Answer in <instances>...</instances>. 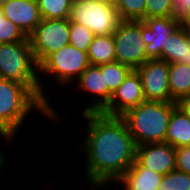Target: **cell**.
<instances>
[{
	"label": "cell",
	"instance_id": "cell-1",
	"mask_svg": "<svg viewBox=\"0 0 190 190\" xmlns=\"http://www.w3.org/2000/svg\"><path fill=\"white\" fill-rule=\"evenodd\" d=\"M85 133L76 150L84 156L88 189L117 182L135 161L136 144L121 116L101 112L82 113Z\"/></svg>",
	"mask_w": 190,
	"mask_h": 190
},
{
	"label": "cell",
	"instance_id": "cell-2",
	"mask_svg": "<svg viewBox=\"0 0 190 190\" xmlns=\"http://www.w3.org/2000/svg\"><path fill=\"white\" fill-rule=\"evenodd\" d=\"M32 112L50 121V109L27 86L0 78V142L14 147L21 127L26 130L27 119L34 118Z\"/></svg>",
	"mask_w": 190,
	"mask_h": 190
},
{
	"label": "cell",
	"instance_id": "cell-3",
	"mask_svg": "<svg viewBox=\"0 0 190 190\" xmlns=\"http://www.w3.org/2000/svg\"><path fill=\"white\" fill-rule=\"evenodd\" d=\"M0 78L27 86L50 109L51 121L58 125L65 122L63 118L66 116L60 115L54 105L41 95L39 66L34 59L29 37L19 42L0 44Z\"/></svg>",
	"mask_w": 190,
	"mask_h": 190
},
{
	"label": "cell",
	"instance_id": "cell-4",
	"mask_svg": "<svg viewBox=\"0 0 190 190\" xmlns=\"http://www.w3.org/2000/svg\"><path fill=\"white\" fill-rule=\"evenodd\" d=\"M177 103L144 101L121 117L126 122L136 146L165 142L168 123Z\"/></svg>",
	"mask_w": 190,
	"mask_h": 190
},
{
	"label": "cell",
	"instance_id": "cell-5",
	"mask_svg": "<svg viewBox=\"0 0 190 190\" xmlns=\"http://www.w3.org/2000/svg\"><path fill=\"white\" fill-rule=\"evenodd\" d=\"M89 65L90 62L87 52L80 51L71 44H68L60 48L58 51L50 54L39 65V83L42 97L48 103L50 102V94L46 93L48 92V88L47 84L45 86V82L48 83L51 79L50 81H54L55 86L58 84L57 87L60 86V89L64 87L71 88L73 82L80 77ZM46 77L47 81L44 82L43 80H46Z\"/></svg>",
	"mask_w": 190,
	"mask_h": 190
},
{
	"label": "cell",
	"instance_id": "cell-6",
	"mask_svg": "<svg viewBox=\"0 0 190 190\" xmlns=\"http://www.w3.org/2000/svg\"><path fill=\"white\" fill-rule=\"evenodd\" d=\"M69 20L86 26L94 35L113 34L122 21L114 3L96 0H73Z\"/></svg>",
	"mask_w": 190,
	"mask_h": 190
},
{
	"label": "cell",
	"instance_id": "cell-7",
	"mask_svg": "<svg viewBox=\"0 0 190 190\" xmlns=\"http://www.w3.org/2000/svg\"><path fill=\"white\" fill-rule=\"evenodd\" d=\"M116 61L132 70L144 64L146 43L142 37V21H121L113 32Z\"/></svg>",
	"mask_w": 190,
	"mask_h": 190
},
{
	"label": "cell",
	"instance_id": "cell-8",
	"mask_svg": "<svg viewBox=\"0 0 190 190\" xmlns=\"http://www.w3.org/2000/svg\"><path fill=\"white\" fill-rule=\"evenodd\" d=\"M28 37L39 66L50 54L69 44V18L42 19Z\"/></svg>",
	"mask_w": 190,
	"mask_h": 190
},
{
	"label": "cell",
	"instance_id": "cell-9",
	"mask_svg": "<svg viewBox=\"0 0 190 190\" xmlns=\"http://www.w3.org/2000/svg\"><path fill=\"white\" fill-rule=\"evenodd\" d=\"M141 79L146 101L176 103L169 90V63L162 59H148L135 69Z\"/></svg>",
	"mask_w": 190,
	"mask_h": 190
},
{
	"label": "cell",
	"instance_id": "cell-10",
	"mask_svg": "<svg viewBox=\"0 0 190 190\" xmlns=\"http://www.w3.org/2000/svg\"><path fill=\"white\" fill-rule=\"evenodd\" d=\"M77 83V84H76ZM74 89L82 94L91 95L81 113L101 112L109 103V89L105 86L104 75L98 65H89L80 77L73 83Z\"/></svg>",
	"mask_w": 190,
	"mask_h": 190
},
{
	"label": "cell",
	"instance_id": "cell-11",
	"mask_svg": "<svg viewBox=\"0 0 190 190\" xmlns=\"http://www.w3.org/2000/svg\"><path fill=\"white\" fill-rule=\"evenodd\" d=\"M144 101L146 99L140 76L136 70H131L101 113L109 116H122L127 110Z\"/></svg>",
	"mask_w": 190,
	"mask_h": 190
},
{
	"label": "cell",
	"instance_id": "cell-12",
	"mask_svg": "<svg viewBox=\"0 0 190 190\" xmlns=\"http://www.w3.org/2000/svg\"><path fill=\"white\" fill-rule=\"evenodd\" d=\"M182 22L175 17H151L142 21V37L148 59H162V46Z\"/></svg>",
	"mask_w": 190,
	"mask_h": 190
},
{
	"label": "cell",
	"instance_id": "cell-13",
	"mask_svg": "<svg viewBox=\"0 0 190 190\" xmlns=\"http://www.w3.org/2000/svg\"><path fill=\"white\" fill-rule=\"evenodd\" d=\"M135 160L141 166L165 175L176 169L175 147L166 142L139 145Z\"/></svg>",
	"mask_w": 190,
	"mask_h": 190
},
{
	"label": "cell",
	"instance_id": "cell-14",
	"mask_svg": "<svg viewBox=\"0 0 190 190\" xmlns=\"http://www.w3.org/2000/svg\"><path fill=\"white\" fill-rule=\"evenodd\" d=\"M5 17L29 36L42 18L37 0H8L1 6Z\"/></svg>",
	"mask_w": 190,
	"mask_h": 190
},
{
	"label": "cell",
	"instance_id": "cell-15",
	"mask_svg": "<svg viewBox=\"0 0 190 190\" xmlns=\"http://www.w3.org/2000/svg\"><path fill=\"white\" fill-rule=\"evenodd\" d=\"M162 176L163 175L141 166L135 160L117 182L104 184L100 186L98 190H107V187H111V184L112 187L115 188L121 185L124 190H158ZM114 184H116V186Z\"/></svg>",
	"mask_w": 190,
	"mask_h": 190
},
{
	"label": "cell",
	"instance_id": "cell-16",
	"mask_svg": "<svg viewBox=\"0 0 190 190\" xmlns=\"http://www.w3.org/2000/svg\"><path fill=\"white\" fill-rule=\"evenodd\" d=\"M190 40V29L186 23H181L173 33L167 37L162 46V60L170 63L185 64L186 43Z\"/></svg>",
	"mask_w": 190,
	"mask_h": 190
},
{
	"label": "cell",
	"instance_id": "cell-17",
	"mask_svg": "<svg viewBox=\"0 0 190 190\" xmlns=\"http://www.w3.org/2000/svg\"><path fill=\"white\" fill-rule=\"evenodd\" d=\"M165 142L175 148L190 145V118L179 106L170 116Z\"/></svg>",
	"mask_w": 190,
	"mask_h": 190
},
{
	"label": "cell",
	"instance_id": "cell-18",
	"mask_svg": "<svg viewBox=\"0 0 190 190\" xmlns=\"http://www.w3.org/2000/svg\"><path fill=\"white\" fill-rule=\"evenodd\" d=\"M169 90L171 99L176 103L190 96V66L182 63L169 64Z\"/></svg>",
	"mask_w": 190,
	"mask_h": 190
},
{
	"label": "cell",
	"instance_id": "cell-19",
	"mask_svg": "<svg viewBox=\"0 0 190 190\" xmlns=\"http://www.w3.org/2000/svg\"><path fill=\"white\" fill-rule=\"evenodd\" d=\"M87 54L90 65H101L116 61L113 34L95 35L88 47Z\"/></svg>",
	"mask_w": 190,
	"mask_h": 190
},
{
	"label": "cell",
	"instance_id": "cell-20",
	"mask_svg": "<svg viewBox=\"0 0 190 190\" xmlns=\"http://www.w3.org/2000/svg\"><path fill=\"white\" fill-rule=\"evenodd\" d=\"M101 68L102 75H104L105 86L109 89V101L123 83L125 77L132 70L129 66L119 63L118 61L98 65Z\"/></svg>",
	"mask_w": 190,
	"mask_h": 190
},
{
	"label": "cell",
	"instance_id": "cell-21",
	"mask_svg": "<svg viewBox=\"0 0 190 190\" xmlns=\"http://www.w3.org/2000/svg\"><path fill=\"white\" fill-rule=\"evenodd\" d=\"M42 19H68L73 0H37Z\"/></svg>",
	"mask_w": 190,
	"mask_h": 190
},
{
	"label": "cell",
	"instance_id": "cell-22",
	"mask_svg": "<svg viewBox=\"0 0 190 190\" xmlns=\"http://www.w3.org/2000/svg\"><path fill=\"white\" fill-rule=\"evenodd\" d=\"M114 4L122 21L145 19V0H115Z\"/></svg>",
	"mask_w": 190,
	"mask_h": 190
},
{
	"label": "cell",
	"instance_id": "cell-23",
	"mask_svg": "<svg viewBox=\"0 0 190 190\" xmlns=\"http://www.w3.org/2000/svg\"><path fill=\"white\" fill-rule=\"evenodd\" d=\"M69 32V44L73 45L80 51L87 52L89 45L95 37L92 31L82 24L71 22L69 20Z\"/></svg>",
	"mask_w": 190,
	"mask_h": 190
},
{
	"label": "cell",
	"instance_id": "cell-24",
	"mask_svg": "<svg viewBox=\"0 0 190 190\" xmlns=\"http://www.w3.org/2000/svg\"><path fill=\"white\" fill-rule=\"evenodd\" d=\"M27 38L22 29L5 17L0 7V44L19 42Z\"/></svg>",
	"mask_w": 190,
	"mask_h": 190
},
{
	"label": "cell",
	"instance_id": "cell-25",
	"mask_svg": "<svg viewBox=\"0 0 190 190\" xmlns=\"http://www.w3.org/2000/svg\"><path fill=\"white\" fill-rule=\"evenodd\" d=\"M158 190H190V174L175 169L162 176Z\"/></svg>",
	"mask_w": 190,
	"mask_h": 190
},
{
	"label": "cell",
	"instance_id": "cell-26",
	"mask_svg": "<svg viewBox=\"0 0 190 190\" xmlns=\"http://www.w3.org/2000/svg\"><path fill=\"white\" fill-rule=\"evenodd\" d=\"M173 0H145V18L171 17Z\"/></svg>",
	"mask_w": 190,
	"mask_h": 190
},
{
	"label": "cell",
	"instance_id": "cell-27",
	"mask_svg": "<svg viewBox=\"0 0 190 190\" xmlns=\"http://www.w3.org/2000/svg\"><path fill=\"white\" fill-rule=\"evenodd\" d=\"M176 170L190 174V145L175 148Z\"/></svg>",
	"mask_w": 190,
	"mask_h": 190
},
{
	"label": "cell",
	"instance_id": "cell-28",
	"mask_svg": "<svg viewBox=\"0 0 190 190\" xmlns=\"http://www.w3.org/2000/svg\"><path fill=\"white\" fill-rule=\"evenodd\" d=\"M172 17L182 23L190 21V0H173Z\"/></svg>",
	"mask_w": 190,
	"mask_h": 190
},
{
	"label": "cell",
	"instance_id": "cell-29",
	"mask_svg": "<svg viewBox=\"0 0 190 190\" xmlns=\"http://www.w3.org/2000/svg\"><path fill=\"white\" fill-rule=\"evenodd\" d=\"M177 105L190 118V96L181 99Z\"/></svg>",
	"mask_w": 190,
	"mask_h": 190
},
{
	"label": "cell",
	"instance_id": "cell-30",
	"mask_svg": "<svg viewBox=\"0 0 190 190\" xmlns=\"http://www.w3.org/2000/svg\"><path fill=\"white\" fill-rule=\"evenodd\" d=\"M3 149H1V147H0V174L2 175H7V173L6 172H4L5 170L4 169H6L7 167V165H8V163H5L6 161H8V159L5 157L6 156V154H4L3 153V151H2ZM7 159V160H6ZM4 173H3V172ZM6 173V174H5ZM0 175V177H4L3 175L1 176Z\"/></svg>",
	"mask_w": 190,
	"mask_h": 190
},
{
	"label": "cell",
	"instance_id": "cell-31",
	"mask_svg": "<svg viewBox=\"0 0 190 190\" xmlns=\"http://www.w3.org/2000/svg\"><path fill=\"white\" fill-rule=\"evenodd\" d=\"M185 64L190 66V40L186 43Z\"/></svg>",
	"mask_w": 190,
	"mask_h": 190
},
{
	"label": "cell",
	"instance_id": "cell-32",
	"mask_svg": "<svg viewBox=\"0 0 190 190\" xmlns=\"http://www.w3.org/2000/svg\"><path fill=\"white\" fill-rule=\"evenodd\" d=\"M96 1H102V2H107V3H114L115 0H96Z\"/></svg>",
	"mask_w": 190,
	"mask_h": 190
},
{
	"label": "cell",
	"instance_id": "cell-33",
	"mask_svg": "<svg viewBox=\"0 0 190 190\" xmlns=\"http://www.w3.org/2000/svg\"><path fill=\"white\" fill-rule=\"evenodd\" d=\"M8 0H0V7L4 5Z\"/></svg>",
	"mask_w": 190,
	"mask_h": 190
},
{
	"label": "cell",
	"instance_id": "cell-34",
	"mask_svg": "<svg viewBox=\"0 0 190 190\" xmlns=\"http://www.w3.org/2000/svg\"><path fill=\"white\" fill-rule=\"evenodd\" d=\"M186 24H187V26H188L189 29H190V21H188Z\"/></svg>",
	"mask_w": 190,
	"mask_h": 190
}]
</instances>
